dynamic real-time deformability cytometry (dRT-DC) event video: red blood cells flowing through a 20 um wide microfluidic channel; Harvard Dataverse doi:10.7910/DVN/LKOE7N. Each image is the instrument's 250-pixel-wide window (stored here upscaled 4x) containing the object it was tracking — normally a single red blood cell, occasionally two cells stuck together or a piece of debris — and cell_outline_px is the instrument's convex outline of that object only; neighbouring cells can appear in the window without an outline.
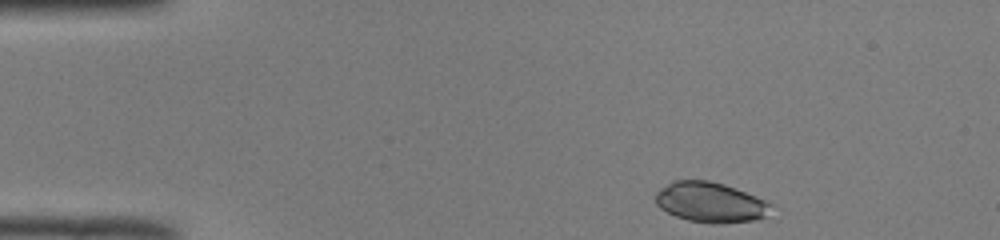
{"species": "common noctule bat (a hibernating species)", "species_latin": "Nyctalus noctula", "temperature_condition": "room temperature", "stored_images_in_passage": 44, "camera_frame_rate_fps": 3000, "um_per_image_px": 0.085, "animal": {"sex": "male", "body_mass_g": 19.0, "forearm_length_mm": 50.8}, "frame": {"image": 1, "passage_image": 1, "time_ms": 0.0, "image_size_px": [1000, 240], "cell_outline_px": [[768, 204], [764, 216], [756, 220], [720, 224], [712, 224], [688, 220], [676, 216], [660, 208], [656, 204], [656, 192], [660, 188], [672, 180], [708, 180], [724, 184], [764, 200]], "centroid_in_image_um": [60.28, 17.19], "position_along_channel_um": 24.7, "area_um2": 26.59}}
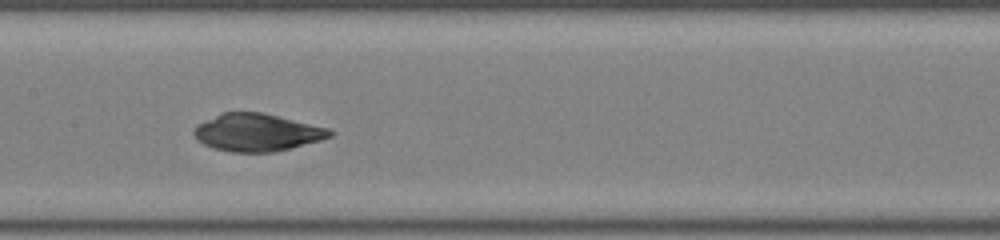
{"frame": {"image": 2, "passage_image": 19, "time_ms": 6.0, "image_size_px": [1000, 240], "cell_outline_px": [[336, 132], [332, 136], [320, 140], [292, 148], [276, 152], [228, 152], [212, 148], [196, 140], [192, 132], [196, 124], [224, 112], [260, 112], [328, 128]], "centroid_in_image_um": [21.82, 11.27], "position_along_channel_um": 185.6, "area_um2": 29.77}}
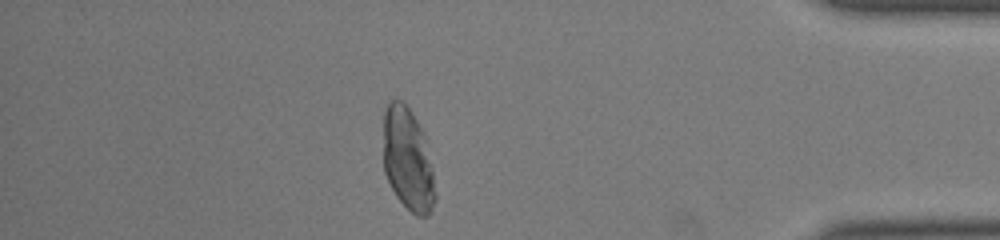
{"frame": {"image": 3, "passage_image": 38, "time_ms": 12.333, "image_size_px": [1000, 240], "cell_outline_px": [[436, 200], [428, 216], [416, 216], [396, 196], [384, 172], [384, 112], [388, 104], [392, 100], [400, 100], [412, 112], [424, 136], [432, 172], [436, 196]], "centroid_in_image_um": [34.66, 13.59], "position_along_channel_um": 400.5, "area_um2": 30.46}, "authors_computed_cell_mechanics": {"area_um2": 29.9404, "velocity_mm_per_s": 3.9665, "shape_relaxation_time_tau1_ms": 6.655, "shape_relaxation_time_tau2_ms": 2.8783, "deformation_change_tau1": 0.2925, "deformation_change_tau2": 0.0606}}